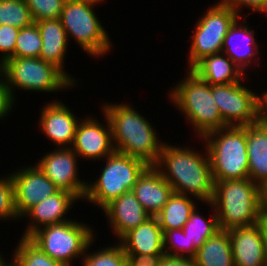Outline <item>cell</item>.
<instances>
[{"mask_svg": "<svg viewBox=\"0 0 267 266\" xmlns=\"http://www.w3.org/2000/svg\"><path fill=\"white\" fill-rule=\"evenodd\" d=\"M0 77L14 101L16 89L56 93L77 86L60 68L35 57L8 58L0 64Z\"/></svg>", "mask_w": 267, "mask_h": 266, "instance_id": "5b68a950", "label": "cell"}, {"mask_svg": "<svg viewBox=\"0 0 267 266\" xmlns=\"http://www.w3.org/2000/svg\"><path fill=\"white\" fill-rule=\"evenodd\" d=\"M104 103L101 111L110 121L115 150L155 166L165 141L159 139L149 120L127 102Z\"/></svg>", "mask_w": 267, "mask_h": 266, "instance_id": "7a4b0ae2", "label": "cell"}, {"mask_svg": "<svg viewBox=\"0 0 267 266\" xmlns=\"http://www.w3.org/2000/svg\"><path fill=\"white\" fill-rule=\"evenodd\" d=\"M263 207L267 208V186L263 188Z\"/></svg>", "mask_w": 267, "mask_h": 266, "instance_id": "ee69618b", "label": "cell"}, {"mask_svg": "<svg viewBox=\"0 0 267 266\" xmlns=\"http://www.w3.org/2000/svg\"><path fill=\"white\" fill-rule=\"evenodd\" d=\"M76 201H80V199L75 194L65 190H59L57 193L43 199L22 216L30 220L22 237L29 238L42 227L72 220L71 218L67 219L66 216Z\"/></svg>", "mask_w": 267, "mask_h": 266, "instance_id": "2e32d148", "label": "cell"}, {"mask_svg": "<svg viewBox=\"0 0 267 266\" xmlns=\"http://www.w3.org/2000/svg\"><path fill=\"white\" fill-rule=\"evenodd\" d=\"M125 254H165L163 231L155 216H151L118 242Z\"/></svg>", "mask_w": 267, "mask_h": 266, "instance_id": "7402d4cb", "label": "cell"}, {"mask_svg": "<svg viewBox=\"0 0 267 266\" xmlns=\"http://www.w3.org/2000/svg\"><path fill=\"white\" fill-rule=\"evenodd\" d=\"M94 238L85 250L84 256L82 257V266H126L125 252L122 246L117 242V244H112L105 248H99L94 252L88 251L91 245L95 242Z\"/></svg>", "mask_w": 267, "mask_h": 266, "instance_id": "f1b7e54d", "label": "cell"}, {"mask_svg": "<svg viewBox=\"0 0 267 266\" xmlns=\"http://www.w3.org/2000/svg\"><path fill=\"white\" fill-rule=\"evenodd\" d=\"M237 19L242 20L241 15L219 2L208 7L190 36L188 69H192L204 57L221 52L224 38Z\"/></svg>", "mask_w": 267, "mask_h": 266, "instance_id": "30bf717a", "label": "cell"}, {"mask_svg": "<svg viewBox=\"0 0 267 266\" xmlns=\"http://www.w3.org/2000/svg\"><path fill=\"white\" fill-rule=\"evenodd\" d=\"M104 0H69L66 1L59 20L66 31L68 41L79 44L91 57L103 58L111 52V39L96 15L94 6ZM98 17V18H97ZM70 38V39H69Z\"/></svg>", "mask_w": 267, "mask_h": 266, "instance_id": "52a82bcc", "label": "cell"}, {"mask_svg": "<svg viewBox=\"0 0 267 266\" xmlns=\"http://www.w3.org/2000/svg\"><path fill=\"white\" fill-rule=\"evenodd\" d=\"M165 254H125L126 266H159Z\"/></svg>", "mask_w": 267, "mask_h": 266, "instance_id": "d590c367", "label": "cell"}, {"mask_svg": "<svg viewBox=\"0 0 267 266\" xmlns=\"http://www.w3.org/2000/svg\"><path fill=\"white\" fill-rule=\"evenodd\" d=\"M198 266H235L228 230H219L196 251Z\"/></svg>", "mask_w": 267, "mask_h": 266, "instance_id": "d4e9b609", "label": "cell"}, {"mask_svg": "<svg viewBox=\"0 0 267 266\" xmlns=\"http://www.w3.org/2000/svg\"><path fill=\"white\" fill-rule=\"evenodd\" d=\"M99 178L88 181L83 201L103 209L112 200L132 191L138 177L148 167L141 160L115 151L105 160ZM90 182V183H89Z\"/></svg>", "mask_w": 267, "mask_h": 266, "instance_id": "ba28073f", "label": "cell"}, {"mask_svg": "<svg viewBox=\"0 0 267 266\" xmlns=\"http://www.w3.org/2000/svg\"><path fill=\"white\" fill-rule=\"evenodd\" d=\"M191 70L210 85L230 84L246 78L245 74L222 52L204 57Z\"/></svg>", "mask_w": 267, "mask_h": 266, "instance_id": "cb8c5ba5", "label": "cell"}, {"mask_svg": "<svg viewBox=\"0 0 267 266\" xmlns=\"http://www.w3.org/2000/svg\"><path fill=\"white\" fill-rule=\"evenodd\" d=\"M242 16L245 18L243 21L239 22L240 20L237 19L229 28L221 52L227 55L243 74H246L244 71L249 70L248 67H251V63L255 65L253 59L258 62L257 65L261 61L258 58L260 52L258 42L254 36L255 30L246 24L247 16L244 15V12Z\"/></svg>", "mask_w": 267, "mask_h": 266, "instance_id": "e0dca14e", "label": "cell"}, {"mask_svg": "<svg viewBox=\"0 0 267 266\" xmlns=\"http://www.w3.org/2000/svg\"><path fill=\"white\" fill-rule=\"evenodd\" d=\"M41 109L39 130L57 146L55 148H71L81 118L75 116L72 110L57 99L46 103Z\"/></svg>", "mask_w": 267, "mask_h": 266, "instance_id": "9a60e30c", "label": "cell"}, {"mask_svg": "<svg viewBox=\"0 0 267 266\" xmlns=\"http://www.w3.org/2000/svg\"><path fill=\"white\" fill-rule=\"evenodd\" d=\"M11 258L13 266H65L53 260L36 246L29 238L20 237Z\"/></svg>", "mask_w": 267, "mask_h": 266, "instance_id": "83f0119b", "label": "cell"}, {"mask_svg": "<svg viewBox=\"0 0 267 266\" xmlns=\"http://www.w3.org/2000/svg\"><path fill=\"white\" fill-rule=\"evenodd\" d=\"M264 0H220L219 3L225 6L230 7L231 9H233L234 11H236L239 15H241L240 13L242 10V7L244 8H249L252 11H250L249 13H255L260 6L263 4Z\"/></svg>", "mask_w": 267, "mask_h": 266, "instance_id": "74e56055", "label": "cell"}, {"mask_svg": "<svg viewBox=\"0 0 267 266\" xmlns=\"http://www.w3.org/2000/svg\"><path fill=\"white\" fill-rule=\"evenodd\" d=\"M78 158L72 148L58 147L46 152L34 165L60 190L71 192L83 201L88 182L80 180Z\"/></svg>", "mask_w": 267, "mask_h": 266, "instance_id": "7c38bea8", "label": "cell"}, {"mask_svg": "<svg viewBox=\"0 0 267 266\" xmlns=\"http://www.w3.org/2000/svg\"><path fill=\"white\" fill-rule=\"evenodd\" d=\"M256 12H258L260 14L262 12V13H264V15L266 13V15H267V0H264L263 4L260 6V8Z\"/></svg>", "mask_w": 267, "mask_h": 266, "instance_id": "b9f144b4", "label": "cell"}, {"mask_svg": "<svg viewBox=\"0 0 267 266\" xmlns=\"http://www.w3.org/2000/svg\"><path fill=\"white\" fill-rule=\"evenodd\" d=\"M33 23L25 0H0V25H11L21 29Z\"/></svg>", "mask_w": 267, "mask_h": 266, "instance_id": "f546056e", "label": "cell"}, {"mask_svg": "<svg viewBox=\"0 0 267 266\" xmlns=\"http://www.w3.org/2000/svg\"><path fill=\"white\" fill-rule=\"evenodd\" d=\"M200 140L208 151L214 181L249 178L246 126H226Z\"/></svg>", "mask_w": 267, "mask_h": 266, "instance_id": "8992f818", "label": "cell"}, {"mask_svg": "<svg viewBox=\"0 0 267 266\" xmlns=\"http://www.w3.org/2000/svg\"><path fill=\"white\" fill-rule=\"evenodd\" d=\"M102 210L117 241L151 217L132 191L112 200Z\"/></svg>", "mask_w": 267, "mask_h": 266, "instance_id": "ac0fdd59", "label": "cell"}, {"mask_svg": "<svg viewBox=\"0 0 267 266\" xmlns=\"http://www.w3.org/2000/svg\"><path fill=\"white\" fill-rule=\"evenodd\" d=\"M235 266H267V253L258 223L228 230Z\"/></svg>", "mask_w": 267, "mask_h": 266, "instance_id": "d6986e66", "label": "cell"}, {"mask_svg": "<svg viewBox=\"0 0 267 266\" xmlns=\"http://www.w3.org/2000/svg\"><path fill=\"white\" fill-rule=\"evenodd\" d=\"M211 203L219 229L254 225L263 209V189L249 178L215 181Z\"/></svg>", "mask_w": 267, "mask_h": 266, "instance_id": "3957f363", "label": "cell"}, {"mask_svg": "<svg viewBox=\"0 0 267 266\" xmlns=\"http://www.w3.org/2000/svg\"><path fill=\"white\" fill-rule=\"evenodd\" d=\"M19 30L11 25H0V64L14 54Z\"/></svg>", "mask_w": 267, "mask_h": 266, "instance_id": "e575fe53", "label": "cell"}, {"mask_svg": "<svg viewBox=\"0 0 267 266\" xmlns=\"http://www.w3.org/2000/svg\"><path fill=\"white\" fill-rule=\"evenodd\" d=\"M186 75L170 89L168 98L191 124L195 135L200 139L211 131L226 127L212 97L211 85L191 69H188Z\"/></svg>", "mask_w": 267, "mask_h": 266, "instance_id": "277c9868", "label": "cell"}, {"mask_svg": "<svg viewBox=\"0 0 267 266\" xmlns=\"http://www.w3.org/2000/svg\"><path fill=\"white\" fill-rule=\"evenodd\" d=\"M15 103L16 101H14L5 82L0 77V121L12 113Z\"/></svg>", "mask_w": 267, "mask_h": 266, "instance_id": "8d00e7d4", "label": "cell"}, {"mask_svg": "<svg viewBox=\"0 0 267 266\" xmlns=\"http://www.w3.org/2000/svg\"><path fill=\"white\" fill-rule=\"evenodd\" d=\"M4 256L0 252V266H9L11 261H7V259L3 258Z\"/></svg>", "mask_w": 267, "mask_h": 266, "instance_id": "7bdbcfd3", "label": "cell"}, {"mask_svg": "<svg viewBox=\"0 0 267 266\" xmlns=\"http://www.w3.org/2000/svg\"><path fill=\"white\" fill-rule=\"evenodd\" d=\"M93 230L88 224L72 219L42 227L29 239L53 260L72 266L74 260L82 259L87 245L94 239Z\"/></svg>", "mask_w": 267, "mask_h": 266, "instance_id": "9c48e42d", "label": "cell"}, {"mask_svg": "<svg viewBox=\"0 0 267 266\" xmlns=\"http://www.w3.org/2000/svg\"><path fill=\"white\" fill-rule=\"evenodd\" d=\"M42 38L38 26L33 23L29 27L21 28L16 38L14 54L10 58L40 57Z\"/></svg>", "mask_w": 267, "mask_h": 266, "instance_id": "4dcf8cb0", "label": "cell"}, {"mask_svg": "<svg viewBox=\"0 0 267 266\" xmlns=\"http://www.w3.org/2000/svg\"><path fill=\"white\" fill-rule=\"evenodd\" d=\"M258 122L267 129V94L265 92L261 93Z\"/></svg>", "mask_w": 267, "mask_h": 266, "instance_id": "ab89813d", "label": "cell"}, {"mask_svg": "<svg viewBox=\"0 0 267 266\" xmlns=\"http://www.w3.org/2000/svg\"><path fill=\"white\" fill-rule=\"evenodd\" d=\"M34 22L59 19L66 0H25Z\"/></svg>", "mask_w": 267, "mask_h": 266, "instance_id": "1f68e13d", "label": "cell"}, {"mask_svg": "<svg viewBox=\"0 0 267 266\" xmlns=\"http://www.w3.org/2000/svg\"><path fill=\"white\" fill-rule=\"evenodd\" d=\"M194 197L173 193L162 210L155 215L163 231L183 229L197 206Z\"/></svg>", "mask_w": 267, "mask_h": 266, "instance_id": "4316f807", "label": "cell"}, {"mask_svg": "<svg viewBox=\"0 0 267 266\" xmlns=\"http://www.w3.org/2000/svg\"><path fill=\"white\" fill-rule=\"evenodd\" d=\"M206 204L212 208L211 212L213 210L211 217L205 218V216L198 212V206H196L183 227V232L188 239V258H194L196 251L202 244L220 230L213 204L211 202Z\"/></svg>", "mask_w": 267, "mask_h": 266, "instance_id": "484cf974", "label": "cell"}, {"mask_svg": "<svg viewBox=\"0 0 267 266\" xmlns=\"http://www.w3.org/2000/svg\"><path fill=\"white\" fill-rule=\"evenodd\" d=\"M163 242L165 254L188 258V239L183 229L165 231Z\"/></svg>", "mask_w": 267, "mask_h": 266, "instance_id": "836d02e7", "label": "cell"}, {"mask_svg": "<svg viewBox=\"0 0 267 266\" xmlns=\"http://www.w3.org/2000/svg\"><path fill=\"white\" fill-rule=\"evenodd\" d=\"M246 78L230 84L211 85L212 97L227 126H247L258 122L261 95L246 87Z\"/></svg>", "mask_w": 267, "mask_h": 266, "instance_id": "8fae6325", "label": "cell"}, {"mask_svg": "<svg viewBox=\"0 0 267 266\" xmlns=\"http://www.w3.org/2000/svg\"><path fill=\"white\" fill-rule=\"evenodd\" d=\"M159 266H198L194 258L180 256H171L165 254L159 263Z\"/></svg>", "mask_w": 267, "mask_h": 266, "instance_id": "f35d334b", "label": "cell"}, {"mask_svg": "<svg viewBox=\"0 0 267 266\" xmlns=\"http://www.w3.org/2000/svg\"><path fill=\"white\" fill-rule=\"evenodd\" d=\"M249 179L267 186V129L259 122L246 126Z\"/></svg>", "mask_w": 267, "mask_h": 266, "instance_id": "603a6c76", "label": "cell"}, {"mask_svg": "<svg viewBox=\"0 0 267 266\" xmlns=\"http://www.w3.org/2000/svg\"><path fill=\"white\" fill-rule=\"evenodd\" d=\"M14 185L15 209L22 216L43 199L60 189L35 165H26L10 174Z\"/></svg>", "mask_w": 267, "mask_h": 266, "instance_id": "5bb4252c", "label": "cell"}, {"mask_svg": "<svg viewBox=\"0 0 267 266\" xmlns=\"http://www.w3.org/2000/svg\"><path fill=\"white\" fill-rule=\"evenodd\" d=\"M132 192L151 216L158 214L174 193L171 185L154 166H148L143 171Z\"/></svg>", "mask_w": 267, "mask_h": 266, "instance_id": "ffe728a7", "label": "cell"}, {"mask_svg": "<svg viewBox=\"0 0 267 266\" xmlns=\"http://www.w3.org/2000/svg\"><path fill=\"white\" fill-rule=\"evenodd\" d=\"M34 23L38 26L42 38L39 58L60 68L77 85L78 80L64 70L69 41L61 21L50 19Z\"/></svg>", "mask_w": 267, "mask_h": 266, "instance_id": "44dd1931", "label": "cell"}, {"mask_svg": "<svg viewBox=\"0 0 267 266\" xmlns=\"http://www.w3.org/2000/svg\"><path fill=\"white\" fill-rule=\"evenodd\" d=\"M204 148L205 153H202L194 147L165 142L154 167L171 185L174 193L207 203L214 195L215 181L208 151L206 146Z\"/></svg>", "mask_w": 267, "mask_h": 266, "instance_id": "6da1fadb", "label": "cell"}, {"mask_svg": "<svg viewBox=\"0 0 267 266\" xmlns=\"http://www.w3.org/2000/svg\"><path fill=\"white\" fill-rule=\"evenodd\" d=\"M102 113L106 125L91 115L80 119L78 123L71 148L81 159L100 161L116 151L110 121L103 111Z\"/></svg>", "mask_w": 267, "mask_h": 266, "instance_id": "4fadbf2b", "label": "cell"}, {"mask_svg": "<svg viewBox=\"0 0 267 266\" xmlns=\"http://www.w3.org/2000/svg\"><path fill=\"white\" fill-rule=\"evenodd\" d=\"M257 223H258V226L261 230L262 237H263V243H264L265 250L267 253V208L263 207Z\"/></svg>", "mask_w": 267, "mask_h": 266, "instance_id": "60d3db41", "label": "cell"}, {"mask_svg": "<svg viewBox=\"0 0 267 266\" xmlns=\"http://www.w3.org/2000/svg\"><path fill=\"white\" fill-rule=\"evenodd\" d=\"M0 221L20 219L15 209L14 185L10 174L0 177Z\"/></svg>", "mask_w": 267, "mask_h": 266, "instance_id": "d6a6232c", "label": "cell"}]
</instances>
